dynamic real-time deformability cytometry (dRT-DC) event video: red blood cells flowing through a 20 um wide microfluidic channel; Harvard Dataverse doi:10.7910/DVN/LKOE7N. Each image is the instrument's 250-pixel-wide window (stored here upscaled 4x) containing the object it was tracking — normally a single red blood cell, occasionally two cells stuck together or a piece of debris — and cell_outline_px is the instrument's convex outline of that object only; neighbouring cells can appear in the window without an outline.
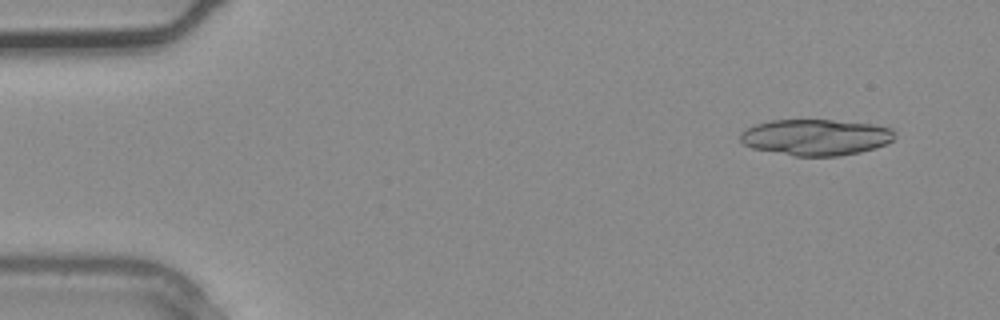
{"species": "common noctule bat (a hibernating species)", "species_latin": "Nyctalus noctula", "temperature_condition": "warm", "stored_images_in_passage": 3, "camera_frame_rate_fps": 3000, "um_per_image_px": 0.085, "animal": {"sex": "male", "body_mass_g": 20.4}, "frame": {"image": 1, "passage_image": 1, "time_ms": 0.0, "image_size_px": [1000, 320], "cell_outline_px": [[896, 136], [888, 144], [876, 148], [860, 152], [840, 156], [792, 156], [752, 148], [744, 144], [740, 140], [740, 132], [756, 124], [772, 120], [832, 120], [872, 124], [892, 128], [896, 132]], "centroid_in_image_um": [69.37, 11.67], "position_along_channel_um": 15.6, "area_um2": 32.77}}